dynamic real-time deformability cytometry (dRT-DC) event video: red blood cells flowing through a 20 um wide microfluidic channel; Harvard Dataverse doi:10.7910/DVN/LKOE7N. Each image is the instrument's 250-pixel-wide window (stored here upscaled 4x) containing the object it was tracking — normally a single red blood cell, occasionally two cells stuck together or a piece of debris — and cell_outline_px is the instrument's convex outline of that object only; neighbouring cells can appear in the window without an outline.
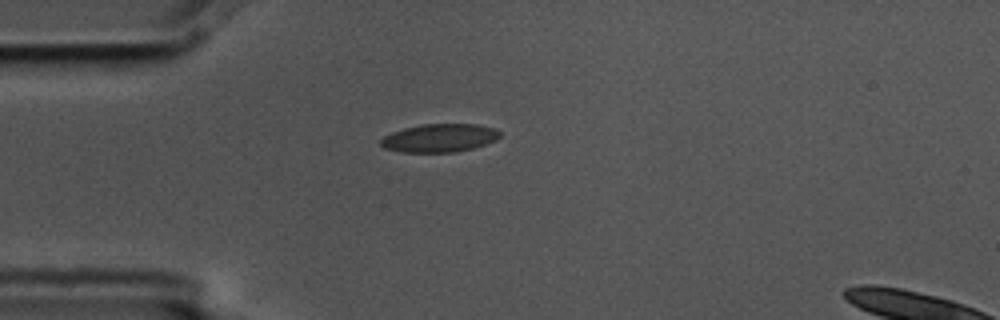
{"species": "common noctule bat (a hibernating species)", "species_latin": "Nyctalus noctula", "temperature_condition": "cold", "stored_images_in_passage": 3, "camera_frame_rate_fps": 3000, "um_per_image_px": 0.085, "animal": {"sex": "male", "body_mass_g": 17.5, "forearm_length_mm": 52.3}, "frame": {"image": 1, "passage_image": 3, "time_ms": 0.667, "image_size_px": [1000, 320], "cell_outline_px": [[500, 136], [496, 140], [472, 148], [456, 152], [400, 152], [384, 148], [380, 144], [380, 140], [384, 136], [392, 132], [404, 128], [424, 124], [476, 124], [496, 128], [500, 132]], "centroid_in_image_um": [37.35, 11.73], "position_along_channel_um": 47.7, "area_um2": 19.59}}